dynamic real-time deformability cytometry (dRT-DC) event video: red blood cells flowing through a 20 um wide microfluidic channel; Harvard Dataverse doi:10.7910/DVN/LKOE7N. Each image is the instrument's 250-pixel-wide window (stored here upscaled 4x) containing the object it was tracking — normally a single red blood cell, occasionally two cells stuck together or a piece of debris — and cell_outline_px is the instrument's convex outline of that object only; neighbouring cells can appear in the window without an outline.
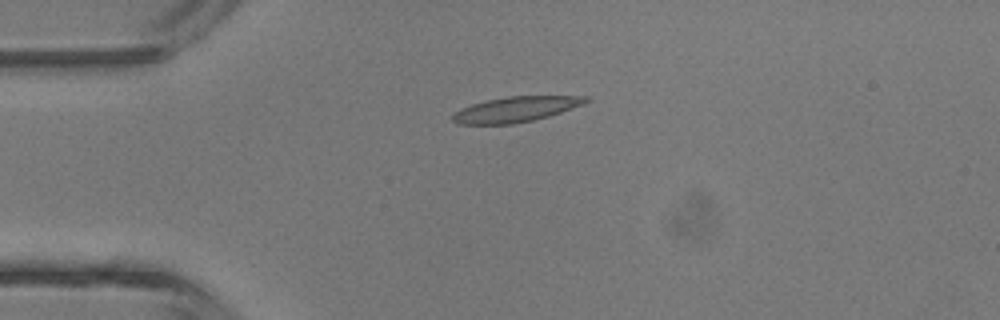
{"species": "common noctule bat (a hibernating species)", "species_latin": "Nyctalus noctula", "temperature_condition": "room temperature", "stored_images_in_passage": 5, "camera_frame_rate_fps": 3000, "um_per_image_px": 0.085, "animal": {"sex": "male", "body_mass_g": 13.3}, "frame": {"image": 1, "passage_image": 3, "time_ms": 2.333, "image_size_px": [1000, 320], "cell_outline_px": [[592, 100], [584, 104], [548, 116], [532, 120], [512, 124], [460, 124], [452, 120], [452, 112], [460, 108], [484, 100], [508, 96], [592, 96]], "centroid_in_image_um": [43.84, 9.28], "position_along_channel_um": 41.2, "area_um2": 19.77}}
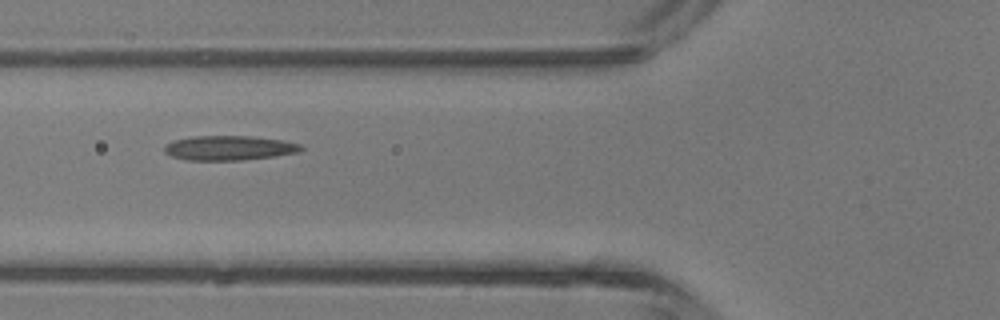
{"frame": {"image": 2, "passage_image": 5, "time_ms": 4.333, "image_size_px": [1000, 320], "cell_outline_px": [[304, 148], [300, 152], [276, 156], [240, 160], [188, 160], [172, 156], [164, 152], [164, 144], [172, 140], [192, 136], [252, 136], [280, 140], [300, 144]], "centroid_in_image_um": [19.45, 12.57], "position_along_channel_um": 106.4, "area_um2": 19.65}}